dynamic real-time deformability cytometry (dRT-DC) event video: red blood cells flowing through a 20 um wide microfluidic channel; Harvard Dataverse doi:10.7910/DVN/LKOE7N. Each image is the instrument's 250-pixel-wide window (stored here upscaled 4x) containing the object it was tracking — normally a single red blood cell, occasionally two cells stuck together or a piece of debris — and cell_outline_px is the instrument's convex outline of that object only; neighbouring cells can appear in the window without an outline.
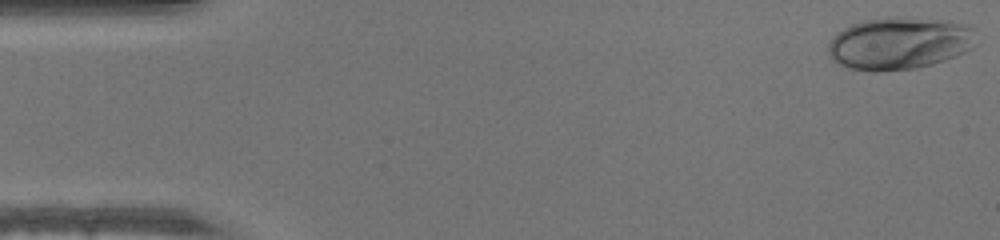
{"species": "human", "species_latin": "Homo sapiens", "temperature_condition": "warm", "stored_images_in_passage": 48, "camera_frame_rate_fps": 3000, "um_per_image_px": 0.085, "donor": {"sex": "male"}, "frame": {"image": 1, "passage_image": 1, "time_ms": 0.0, "image_size_px": [1000, 240], "cell_outline_px": [[972, 48], [956, 56], [932, 64], [916, 68], [876, 72], [848, 68], [836, 64], [832, 60], [828, 52], [828, 44], [832, 36], [844, 28], [852, 24], [864, 20], [944, 20], [964, 24], [972, 28]], "centroid_in_image_um": [76.36, 3.74], "position_along_channel_um": 8.6, "area_um2": 43.99}}
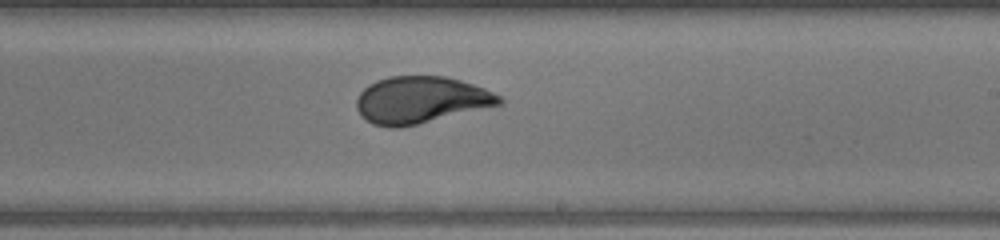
{"frame": {"image": 2, "passage_image": 28, "time_ms": 9.0, "image_size_px": [1000, 240], "cell_outline_px": [[504, 104], [400, 128], [388, 128], [372, 124], [360, 116], [356, 108], [356, 100], [360, 92], [368, 84], [376, 80], [388, 76], [444, 76], [460, 80], [484, 88], [500, 96], [504, 100]], "centroid_in_image_um": [35.74, 8.5], "position_along_channel_um": 253.3, "area_um2": 39.3}}
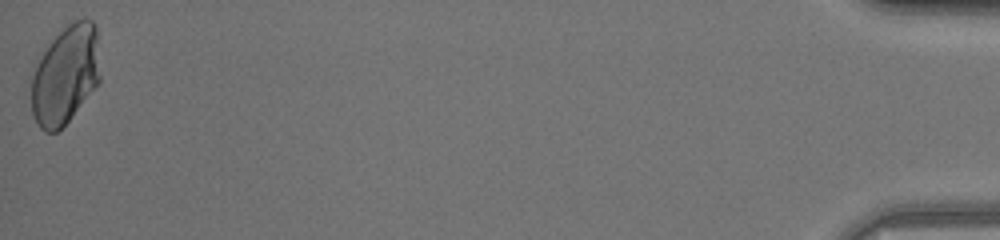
{"frame": {"image": 3, "passage_image": 48, "time_ms": 15.667, "image_size_px": [1000, 240], "cell_outline_px": [[100, 80], [68, 120], [56, 132], [44, 132], [40, 128], [32, 112], [32, 76], [44, 52], [52, 40], [68, 24], [76, 20], [92, 20], [96, 24], [100, 76]], "centroid_in_image_um": [5.57, 6.37], "position_along_channel_um": 429.6, "area_um2": 38.61}}